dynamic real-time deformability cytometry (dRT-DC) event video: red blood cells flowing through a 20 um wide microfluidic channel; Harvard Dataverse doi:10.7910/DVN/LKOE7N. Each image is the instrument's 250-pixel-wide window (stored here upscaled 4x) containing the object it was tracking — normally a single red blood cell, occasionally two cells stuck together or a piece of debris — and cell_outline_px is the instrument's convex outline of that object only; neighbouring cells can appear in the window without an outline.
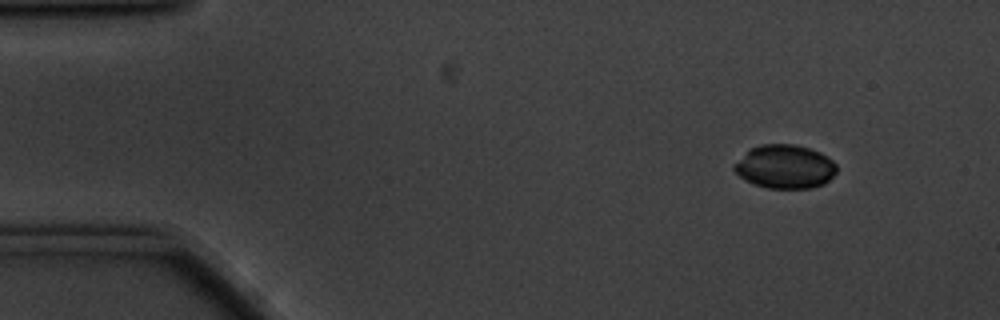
{"species": "common noctule bat (a hibernating species)", "species_latin": "Nyctalus noctula", "temperature_condition": "cold", "stored_images_in_passage": 2, "camera_frame_rate_fps": 3000, "um_per_image_px": 0.085, "animal": {"sex": "male", "body_mass_g": 20.1, "forearm_length_mm": 53.5}, "frame": {"image": 1, "passage_image": 1, "time_ms": 0.0, "image_size_px": [1000, 320], "cell_outline_px": [[836, 172], [824, 184], [812, 188], [768, 188], [744, 180], [732, 168], [732, 164], [752, 148], [760, 144], [796, 144], [820, 152], [828, 156], [836, 164]], "centroid_in_image_um": [66.72, 14.16], "position_along_channel_um": 18.3, "area_um2": 26.07}}